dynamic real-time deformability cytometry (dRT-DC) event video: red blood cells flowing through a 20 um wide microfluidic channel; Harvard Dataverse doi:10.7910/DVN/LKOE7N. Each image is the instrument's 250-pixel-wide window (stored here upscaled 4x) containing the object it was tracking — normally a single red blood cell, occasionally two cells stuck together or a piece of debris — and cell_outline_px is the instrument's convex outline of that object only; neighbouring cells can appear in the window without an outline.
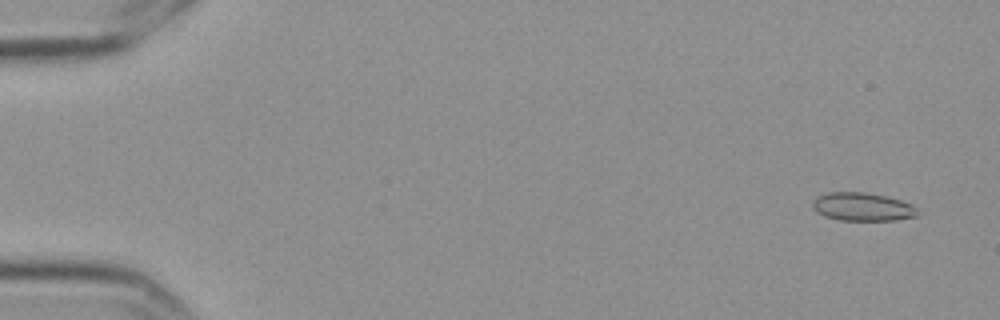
{"species": "Egyptian fruit bat (a non-hibernating species)", "species_latin": "Rousettus aegyptiacus", "temperature_condition": "cold", "stored_images_in_passage": 6, "camera_frame_rate_fps": 3000, "um_per_image_px": 0.085, "frame": {"image": 1, "passage_image": 1, "time_ms": 0.0, "image_size_px": [1000, 320], "cell_outline_px": [[920, 216], [896, 220], [840, 220], [816, 212], [812, 204], [812, 200], [816, 196], [828, 192], [864, 192], [888, 196], [912, 204], [916, 208]], "centroid_in_image_um": [73.34, 17.57], "position_along_channel_um": 11.7, "area_um2": 17.4}}
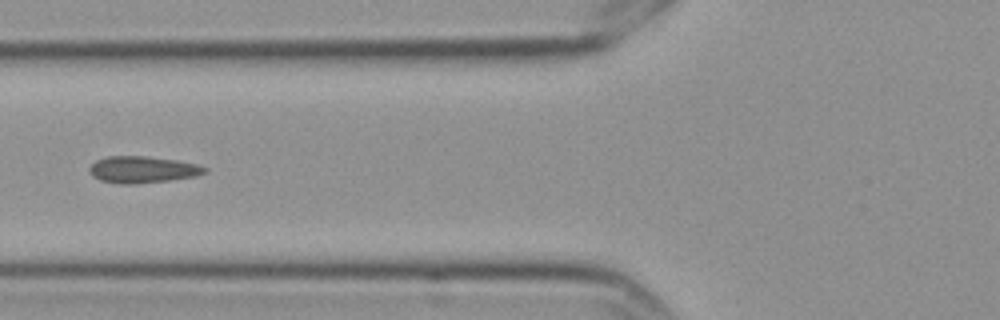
{"frame": {"image": 2, "passage_image": 6, "time_ms": 1.667, "image_size_px": [1000, 320], "cell_outline_px": [[208, 172], [196, 176], [168, 180], [136, 184], [116, 184], [100, 180], [92, 176], [88, 172], [88, 168], [96, 160], [108, 156], [144, 156], [176, 160], [196, 164], [208, 168]], "centroid_in_image_um": [12.09, 14.42], "position_along_channel_um": 113.7, "area_um2": 18.03}}